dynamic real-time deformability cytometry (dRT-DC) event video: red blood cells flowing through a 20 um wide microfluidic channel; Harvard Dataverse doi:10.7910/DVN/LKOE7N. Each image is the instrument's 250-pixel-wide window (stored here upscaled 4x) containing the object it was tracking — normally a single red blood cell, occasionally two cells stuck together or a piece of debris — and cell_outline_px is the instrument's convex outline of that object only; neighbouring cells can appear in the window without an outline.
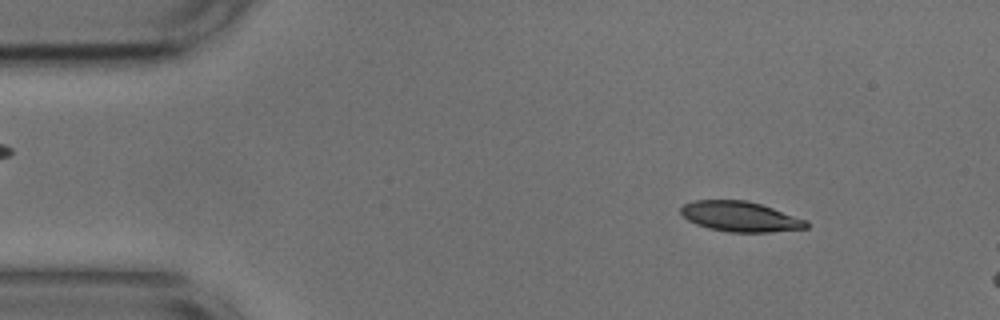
{"species": "common noctule bat (a hibernating species)", "species_latin": "Nyctalus noctula", "temperature_condition": "cold", "stored_images_in_passage": 8, "camera_frame_rate_fps": 3000, "um_per_image_px": 0.085, "animal": {"sex": "male", "body_mass_g": 17.9, "forearm_length_mm": 54.2}, "frame": {"image": 1, "passage_image": 1, "time_ms": 0.0, "image_size_px": [1000, 320], "cell_outline_px": [[808, 228], [768, 232], [728, 232], [708, 228], [696, 224], [688, 220], [680, 212], [680, 208], [684, 204], [692, 200], [744, 200], [760, 204], [808, 220]], "centroid_in_image_um": [62.91, 18.41], "position_along_channel_um": 22.1, "area_um2": 22.02}}